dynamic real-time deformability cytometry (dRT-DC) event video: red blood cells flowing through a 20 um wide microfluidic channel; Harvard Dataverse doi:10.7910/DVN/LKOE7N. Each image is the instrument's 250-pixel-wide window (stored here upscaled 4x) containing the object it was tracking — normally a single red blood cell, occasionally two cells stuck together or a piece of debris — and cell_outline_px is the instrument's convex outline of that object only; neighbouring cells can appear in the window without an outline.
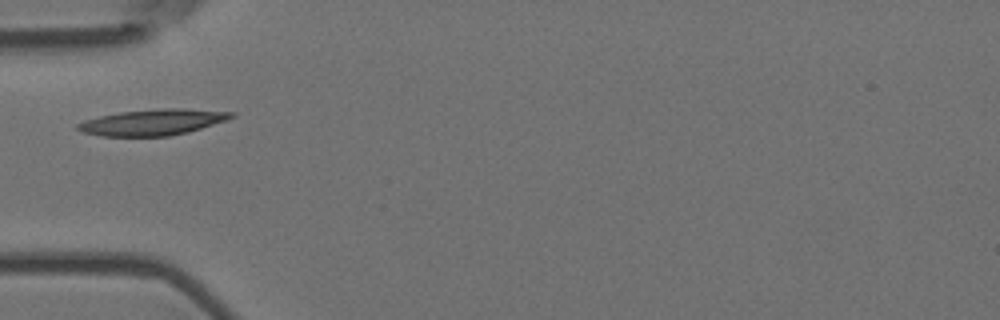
{"species": "Egyptian fruit bat (a non-hibernating species)", "species_latin": "Rousettus aegyptiacus", "temperature_condition": "room temperature", "stored_images_in_passage": 3, "camera_frame_rate_fps": 3000, "um_per_image_px": 0.085, "animal": {"sex": "female"}, "frame": {"image": 1, "passage_image": 3, "time_ms": 0.667, "image_size_px": [1000, 320], "cell_outline_px": [[236, 116], [228, 120], [188, 132], [168, 136], [100, 136], [84, 132], [76, 128], [76, 124], [84, 120], [100, 116], [120, 112], [160, 108], [184, 108], [236, 112]], "centroid_in_image_um": [13.03, 10.38], "position_along_channel_um": 72.0, "area_um2": 23.41}}